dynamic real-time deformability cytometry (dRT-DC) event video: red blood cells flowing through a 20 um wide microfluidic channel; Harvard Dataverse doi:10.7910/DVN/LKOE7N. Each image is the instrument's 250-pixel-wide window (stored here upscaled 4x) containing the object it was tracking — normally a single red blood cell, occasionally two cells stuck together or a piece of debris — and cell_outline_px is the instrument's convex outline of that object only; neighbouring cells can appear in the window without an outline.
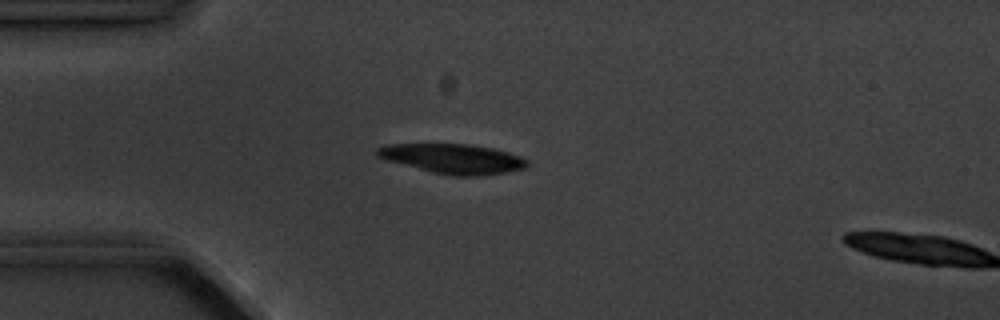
{"species": "common noctule bat (a hibernating species)", "species_latin": "Nyctalus noctula", "temperature_condition": "cold", "stored_images_in_passage": 5, "camera_frame_rate_fps": 3000, "um_per_image_px": 0.085, "animal": {"sex": "male", "body_mass_g": 20.1, "forearm_length_mm": 53.5}, "frame": {"image": 1, "passage_image": 4, "time_ms": 4.333, "image_size_px": [1000, 320], "cell_outline_px": [[528, 164], [524, 168], [504, 172], [476, 176], [452, 176], [432, 172], [388, 160], [376, 156], [376, 148], [384, 144], [468, 144], [492, 148], [508, 152], [520, 156], [528, 160]], "centroid_in_image_um": [38.48, 13.48], "position_along_channel_um": 46.5, "area_um2": 25.72}}